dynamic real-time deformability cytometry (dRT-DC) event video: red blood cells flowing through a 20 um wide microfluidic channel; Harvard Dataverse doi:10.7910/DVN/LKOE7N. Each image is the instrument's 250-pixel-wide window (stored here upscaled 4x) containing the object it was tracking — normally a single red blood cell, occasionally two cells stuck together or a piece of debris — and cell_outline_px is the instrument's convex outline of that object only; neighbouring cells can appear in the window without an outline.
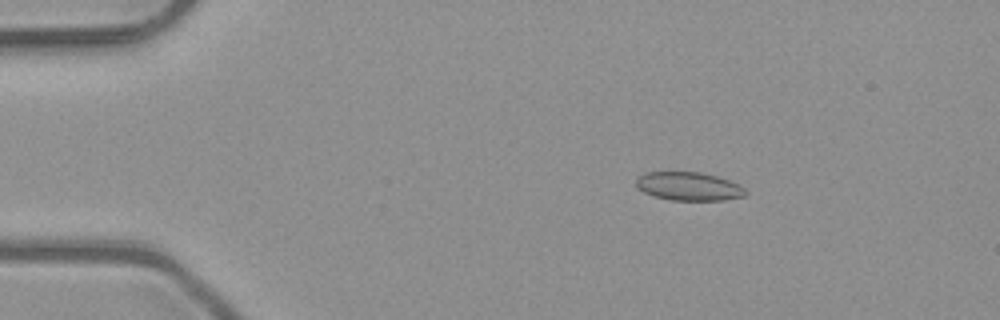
{"species": "common noctule bat (a hibernating species)", "species_latin": "Nyctalus noctula", "temperature_condition": "room temperature", "stored_images_in_passage": 3, "camera_frame_rate_fps": 3000, "um_per_image_px": 0.085, "animal": {"sex": "male", "body_mass_g": 23.1, "forearm_length_mm": 52.7}, "frame": {"image": 1, "passage_image": 1, "time_ms": 0.0, "image_size_px": [1000, 320], "cell_outline_px": [[748, 192], [744, 196], [724, 200], [672, 200], [656, 196], [644, 192], [636, 188], [636, 180], [644, 172], [700, 172], [716, 176], [740, 184]], "centroid_in_image_um": [58.56, 15.83], "position_along_channel_um": 26.4, "area_um2": 18.09}}
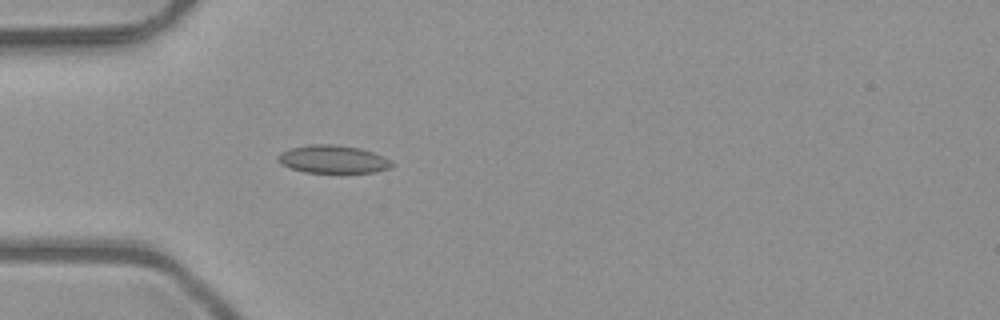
{"frame": {"image": 2, "passage_image": 3, "time_ms": 0.667, "image_size_px": [1000, 320], "cell_outline_px": [[396, 164], [392, 168], [376, 172], [304, 172], [292, 168], [284, 164], [276, 156], [280, 152], [288, 148], [312, 144], [332, 144], [360, 148], [384, 156], [392, 160]], "centroid_in_image_um": [28.37, 13.53], "position_along_channel_um": 56.6, "area_um2": 18.55}}